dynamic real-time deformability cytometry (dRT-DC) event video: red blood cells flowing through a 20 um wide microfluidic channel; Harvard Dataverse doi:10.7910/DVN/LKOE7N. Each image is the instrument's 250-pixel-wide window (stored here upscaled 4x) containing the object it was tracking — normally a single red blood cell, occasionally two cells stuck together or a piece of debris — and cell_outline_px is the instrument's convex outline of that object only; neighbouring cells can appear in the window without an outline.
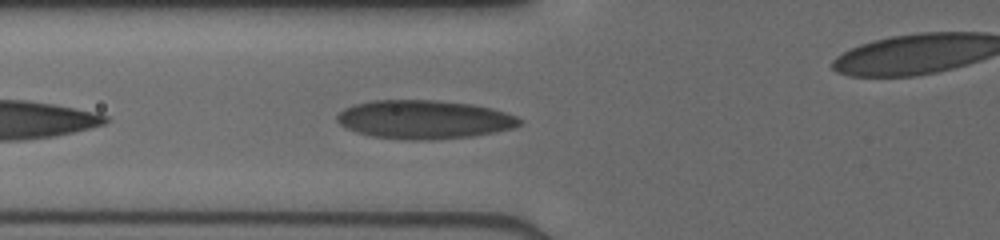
{"species": "human", "species_latin": "Homo sapiens", "temperature_condition": "cold", "stored_images_in_passage": 28, "camera_frame_rate_fps": 3000, "um_per_image_px": 0.085, "donor": {"sex": "male"}, "frame": {"image": 1, "passage_image": 3, "time_ms": 0.667, "image_size_px": [1000, 240], "cell_outline_px": [[520, 124], [512, 128], [496, 132], [472, 136], [428, 140], [412, 140], [372, 136], [356, 132], [340, 124], [336, 120], [336, 116], [344, 108], [356, 104], [372, 100], [432, 100], [472, 104], [504, 112], [516, 116], [520, 120]], "centroid_in_image_um": [36.02, 10.16], "position_along_channel_um": 89.8, "area_um2": 40.75}}
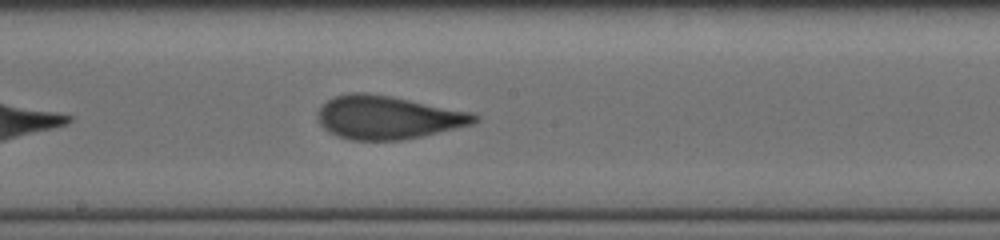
{"frame": {"image": 2, "passage_image": 12, "time_ms": 3.667, "image_size_px": [1000, 240], "cell_outline_px": [[480, 120], [472, 124], [424, 136], [400, 140], [352, 140], [328, 132], [320, 124], [316, 116], [320, 108], [328, 100], [336, 96], [352, 92], [364, 92], [392, 96], [468, 112], [480, 116]], "centroid_in_image_um": [32.95, 9.98], "position_along_channel_um": 215.3, "area_um2": 39.3}}
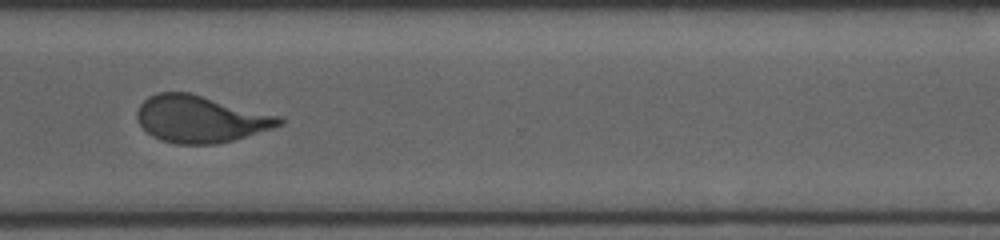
{"frame": {"image": 3, "passage_image": 22, "time_ms": 7.0, "image_size_px": [1000, 240], "cell_outline_px": [[284, 124], [272, 128], [232, 140], [216, 144], [176, 144], [160, 140], [152, 136], [140, 124], [136, 116], [136, 112], [140, 104], [148, 96], [160, 92], [188, 92], [284, 116]], "centroid_in_image_um": [17.06, 10.11], "position_along_channel_um": 353.5, "area_um2": 39.02}}